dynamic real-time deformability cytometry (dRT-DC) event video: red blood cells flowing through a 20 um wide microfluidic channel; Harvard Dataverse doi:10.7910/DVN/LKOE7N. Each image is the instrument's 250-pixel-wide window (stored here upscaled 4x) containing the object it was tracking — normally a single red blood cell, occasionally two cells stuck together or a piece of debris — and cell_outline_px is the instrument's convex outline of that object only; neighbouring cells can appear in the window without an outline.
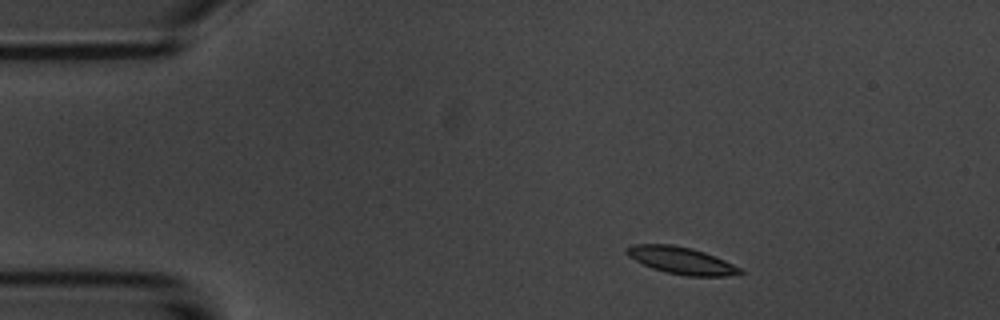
{"species": "common noctule bat (a hibernating species)", "species_latin": "Nyctalus noctula", "temperature_condition": "room temperature", "stored_images_in_passage": 3, "camera_frame_rate_fps": 3000, "um_per_image_px": 0.085, "animal": {"sex": "male", "body_mass_g": 20.1, "forearm_length_mm": 53.5}, "frame": {"image": 1, "passage_image": 1, "time_ms": 0.0, "image_size_px": [1000, 320], "cell_outline_px": [[744, 272], [724, 276], [688, 276], [664, 272], [652, 268], [628, 256], [624, 252], [624, 248], [632, 244], [672, 244], [692, 248], [716, 256], [740, 268]], "centroid_in_image_um": [57.86, 22.12], "position_along_channel_um": 27.1, "area_um2": 17.86}}